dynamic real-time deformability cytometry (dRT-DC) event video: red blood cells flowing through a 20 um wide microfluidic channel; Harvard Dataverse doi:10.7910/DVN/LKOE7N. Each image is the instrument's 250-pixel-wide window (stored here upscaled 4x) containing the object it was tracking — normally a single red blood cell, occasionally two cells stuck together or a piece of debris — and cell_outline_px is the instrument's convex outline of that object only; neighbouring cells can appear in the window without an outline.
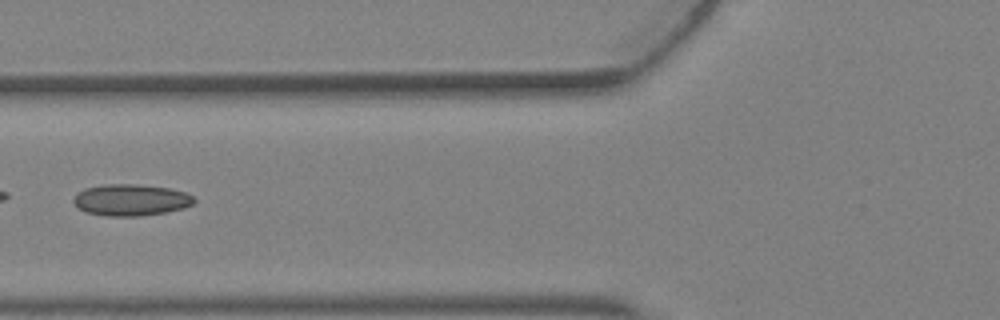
{"species": "Egyptian fruit bat (a non-hibernating species)", "species_latin": "Rousettus aegyptiacus", "temperature_condition": "warm", "stored_images_in_passage": 4, "camera_frame_rate_fps": 3000, "um_per_image_px": 0.085, "animal": {"sex": "female"}, "frame": {"image": 1, "passage_image": 4, "time_ms": 1.0, "image_size_px": [1000, 320], "cell_outline_px": [[196, 200], [192, 204], [184, 208], [168, 212], [140, 216], [104, 216], [84, 212], [76, 208], [72, 200], [72, 196], [76, 192], [84, 188], [104, 184], [136, 184], [168, 188], [184, 192], [192, 196]], "centroid_in_image_um": [11.05, 17.0], "position_along_channel_um": 114.8, "area_um2": 22.54}}